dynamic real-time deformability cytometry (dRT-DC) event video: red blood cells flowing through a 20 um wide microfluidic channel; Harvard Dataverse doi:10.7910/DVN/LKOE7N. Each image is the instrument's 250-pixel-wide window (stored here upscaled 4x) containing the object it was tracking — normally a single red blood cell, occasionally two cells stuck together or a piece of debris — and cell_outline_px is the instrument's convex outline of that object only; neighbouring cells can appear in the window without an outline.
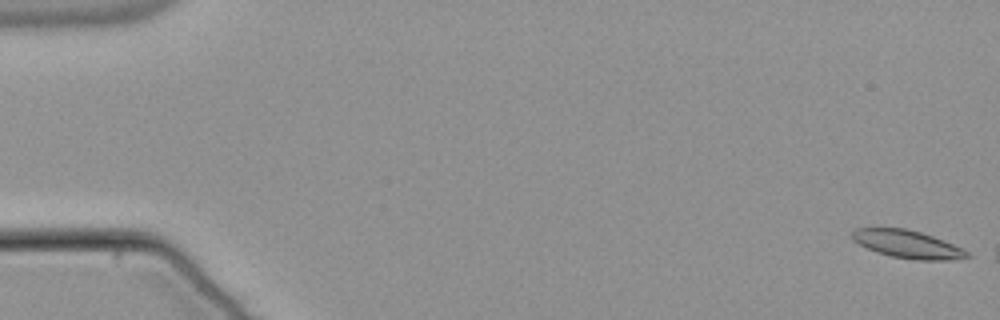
{"species": "common noctule bat (a hibernating species)", "species_latin": "Nyctalus noctula", "temperature_condition": "warm", "stored_images_in_passage": 50, "camera_frame_rate_fps": 3000, "um_per_image_px": 0.085, "animal": {"sex": "male", "body_mass_g": 21.5, "forearm_length_mm": 52.0}, "frame": {"image": 1, "passage_image": 1, "time_ms": 0.0, "image_size_px": [1000, 320], "cell_outline_px": [[972, 256], [948, 260], [916, 260], [892, 256], [876, 252], [852, 240], [852, 232], [856, 228], [904, 228], [920, 232], [932, 236], [952, 244], [968, 252]], "centroid_in_image_um": [77.11, 20.76], "position_along_channel_um": 7.9, "area_um2": 18.32}}
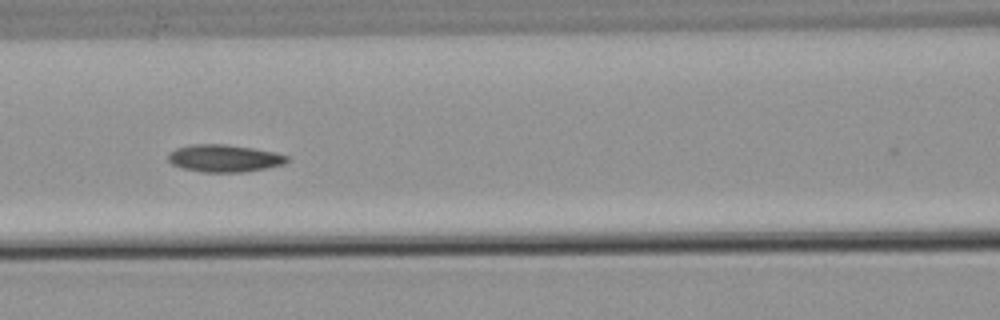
{"frame": {"image": 2, "passage_image": 25, "time_ms": 8.0, "image_size_px": [1000, 320], "cell_outline_px": [[288, 160], [284, 164], [244, 172], [200, 172], [184, 168], [172, 164], [168, 160], [168, 152], [176, 148], [188, 144], [228, 144], [276, 152], [288, 156]], "centroid_in_image_um": [19.03, 13.44], "position_along_channel_um": 147.6, "area_um2": 19.02}}
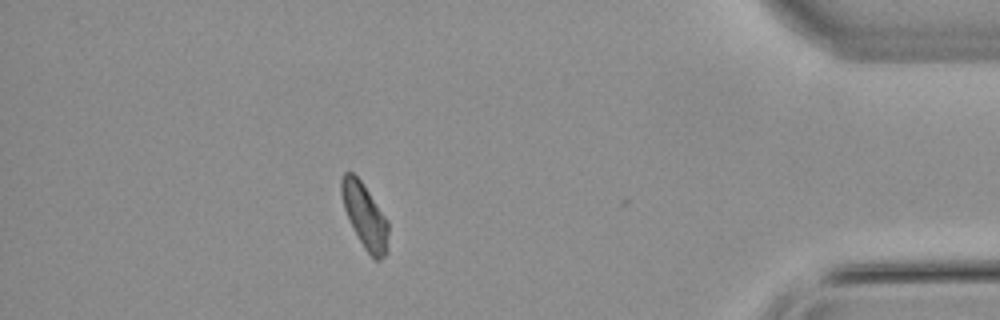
{"frame": {"image": 3, "passage_image": 49, "time_ms": 16.0, "image_size_px": [1000, 320], "cell_outline_px": [[388, 252], [380, 260], [376, 260], [364, 248], [344, 208], [340, 192], [340, 180], [344, 172], [352, 172], [360, 180], [388, 220]], "centroid_in_image_um": [31.02, 18.34], "position_along_channel_um": 404.2, "area_um2": 17.4}, "authors_computed_cell_mechanics": {"area_um2": 18.785, "velocity_mm_per_s": 3.7681, "shape_relaxation_time_tau1_ms": 11.3262, "shape_relaxation_time_tau2_ms": null, "deformation_change_tau1": 0.1787, "deformation_change_tau2": null}}